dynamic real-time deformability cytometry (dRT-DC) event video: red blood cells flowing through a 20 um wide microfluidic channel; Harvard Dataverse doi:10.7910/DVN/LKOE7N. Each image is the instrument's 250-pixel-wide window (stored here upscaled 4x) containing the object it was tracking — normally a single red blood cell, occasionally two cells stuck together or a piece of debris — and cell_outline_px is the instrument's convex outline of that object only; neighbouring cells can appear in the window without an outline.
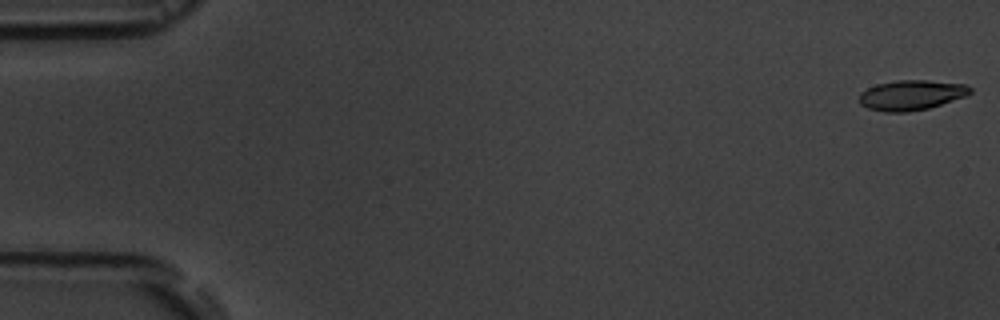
{"species": "common noctule bat (a hibernating species)", "species_latin": "Nyctalus noctula", "temperature_condition": "room temperature", "stored_images_in_passage": 5, "camera_frame_rate_fps": 3000, "um_per_image_px": 0.085, "animal": {"sex": "male", "body_mass_g": 19.5, "forearm_length_mm": 54.6}, "frame": {"image": 1, "passage_image": 1, "time_ms": 0.0, "image_size_px": [1000, 320], "cell_outline_px": [[972, 92], [968, 96], [928, 108], [908, 112], [884, 112], [868, 108], [860, 104], [860, 92], [876, 84], [896, 80], [928, 80], [964, 84], [972, 88]], "centroid_in_image_um": [77.48, 8.08], "position_along_channel_um": 7.5, "area_um2": 19.54}}